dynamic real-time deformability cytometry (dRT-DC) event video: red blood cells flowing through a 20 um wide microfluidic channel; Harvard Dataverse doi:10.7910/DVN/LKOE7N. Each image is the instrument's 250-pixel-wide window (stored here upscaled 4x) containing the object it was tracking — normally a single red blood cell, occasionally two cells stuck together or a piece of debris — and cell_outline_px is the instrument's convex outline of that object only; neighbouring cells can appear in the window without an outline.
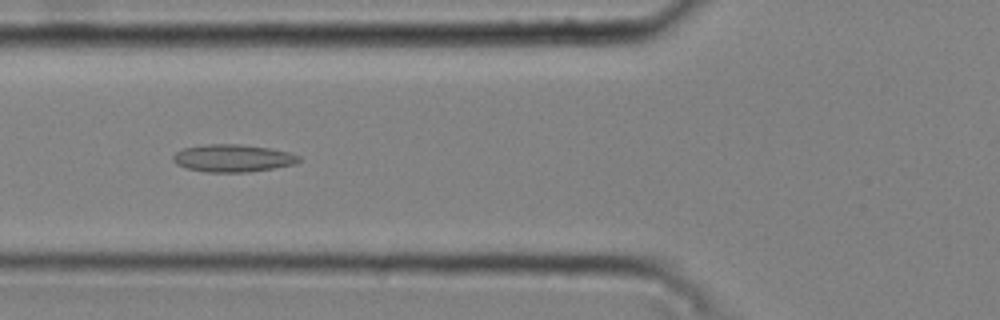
{"species": "common noctule bat (a hibernating species)", "species_latin": "Nyctalus noctula", "temperature_condition": "cold", "stored_images_in_passage": 51, "camera_frame_rate_fps": 3000, "um_per_image_px": 0.085, "animal": {"sex": "male", "body_mass_g": 20.4}, "frame": {"image": 1, "passage_image": 20, "time_ms": 6.333, "image_size_px": [1000, 320], "cell_outline_px": [[300, 160], [296, 164], [248, 172], [204, 172], [184, 168], [176, 164], [172, 160], [172, 156], [176, 152], [184, 148], [204, 144], [240, 144], [268, 148], [288, 152], [300, 156]], "centroid_in_image_um": [19.75, 13.45], "position_along_channel_um": 106.1, "area_um2": 20.23}}
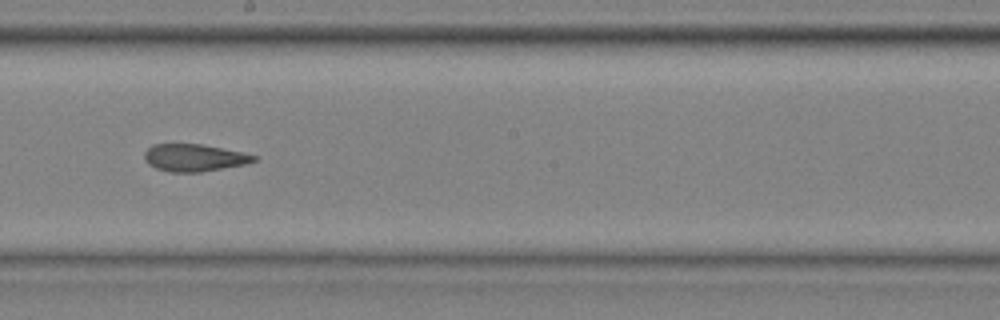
{"frame": {"image": 2, "passage_image": 30, "time_ms": 9.667, "image_size_px": [1000, 320], "cell_outline_px": [[256, 160], [248, 164], [200, 172], [168, 172], [156, 168], [148, 164], [144, 160], [144, 152], [152, 144], [200, 144], [240, 152], [256, 156]], "centroid_in_image_um": [16.46, 13.41], "position_along_channel_um": 231.7, "area_um2": 17.34}}
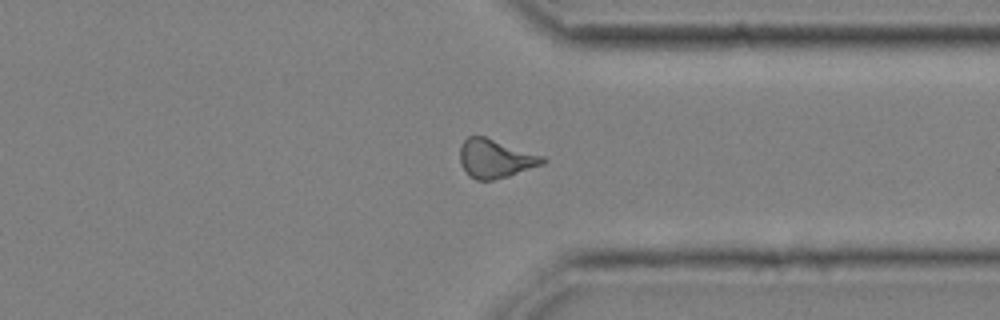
{"frame": {"image": 3, "passage_image": 41, "time_ms": 13.333, "image_size_px": [1000, 320], "cell_outline_px": [[548, 160], [544, 164], [508, 176], [492, 180], [476, 180], [468, 176], [460, 164], [460, 148], [464, 140], [468, 136], [484, 136], [544, 156]], "centroid_in_image_um": [42.1, 13.49], "position_along_channel_um": 369.3, "area_um2": 18.67}, "authors_computed_cell_mechanics": {"area_um2": 18.7272, "velocity_mm_per_s": 3.7651, "shape_relaxation_time_tau1_ms": null, "shape_relaxation_time_tau2_ms": 4.0775, "deformation_change_tau1": null, "deformation_change_tau2": 0.1278}}